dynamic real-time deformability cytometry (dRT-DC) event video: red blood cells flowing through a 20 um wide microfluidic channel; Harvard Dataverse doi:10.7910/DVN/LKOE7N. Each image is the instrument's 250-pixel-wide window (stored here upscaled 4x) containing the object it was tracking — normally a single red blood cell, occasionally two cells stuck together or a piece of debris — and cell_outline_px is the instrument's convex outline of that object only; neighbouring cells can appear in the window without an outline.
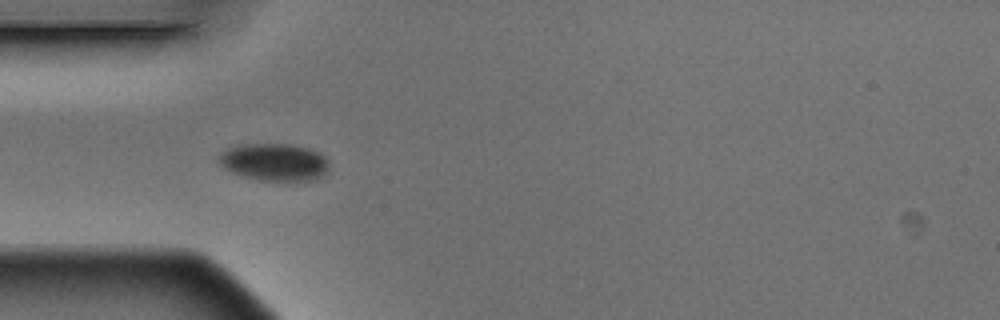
{"species": "Egyptian fruit bat (a non-hibernating species)", "species_latin": "Rousettus aegyptiacus", "temperature_condition": "warm", "stored_images_in_passage": 5, "camera_frame_rate_fps": 3000, "um_per_image_px": 0.085, "animal": {"sex": "male"}, "frame": {"image": 1, "passage_image": 4, "time_ms": 1.0, "image_size_px": [1000, 320], "cell_outline_px": [[328, 172], [316, 180], [260, 180], [244, 176], [232, 172], [224, 168], [220, 164], [220, 156], [228, 148], [240, 144], [292, 144], [308, 148], [320, 152], [328, 160]], "centroid_in_image_um": [23.37, 13.77], "position_along_channel_um": 61.6, "area_um2": 23.93}}
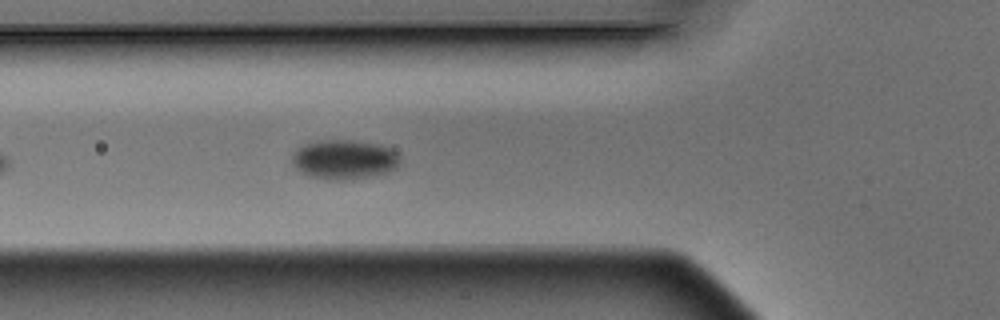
{"frame": {"image": 2, "passage_image": 5, "time_ms": 1.333, "image_size_px": [1000, 320], "cell_outline_px": [[400, 164], [396, 168], [388, 172], [376, 176], [336, 180], [332, 180], [308, 176], [300, 172], [292, 164], [292, 152], [296, 148], [304, 144], [316, 140], [352, 140], [380, 144], [392, 148], [400, 156]], "centroid_in_image_um": [29.26, 13.55], "position_along_channel_um": 96.5, "area_um2": 25.32}}